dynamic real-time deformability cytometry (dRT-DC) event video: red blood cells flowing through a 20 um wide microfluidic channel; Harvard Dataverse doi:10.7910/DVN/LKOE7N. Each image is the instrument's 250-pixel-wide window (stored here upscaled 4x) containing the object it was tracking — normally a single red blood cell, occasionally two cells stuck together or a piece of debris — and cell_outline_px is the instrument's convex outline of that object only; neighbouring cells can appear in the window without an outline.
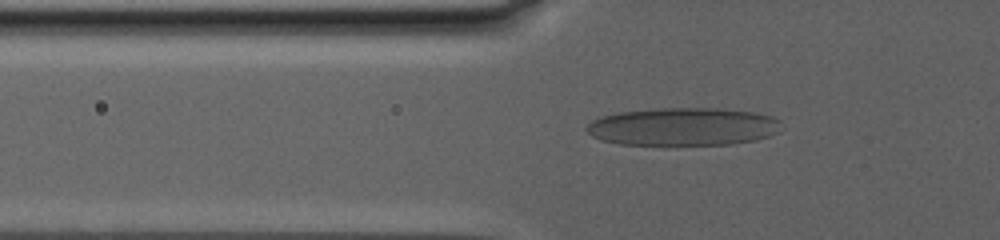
{"species": "human", "species_latin": "Homo sapiens", "temperature_condition": "warm", "stored_images_in_passage": 50, "camera_frame_rate_fps": 3000, "um_per_image_px": 0.085, "donor": {"sex": "male"}, "frame": {"image": 1, "passage_image": 24, "time_ms": 11.0, "image_size_px": [1000, 240], "cell_outline_px": [[780, 132], [756, 140], [732, 144], [620, 144], [600, 140], [592, 136], [584, 128], [592, 120], [600, 116], [620, 112], [660, 108], [716, 108], [756, 112], [772, 116], [780, 120]], "centroid_in_image_um": [58.08, 10.76], "position_along_channel_um": 67.7, "area_um2": 43.12}}
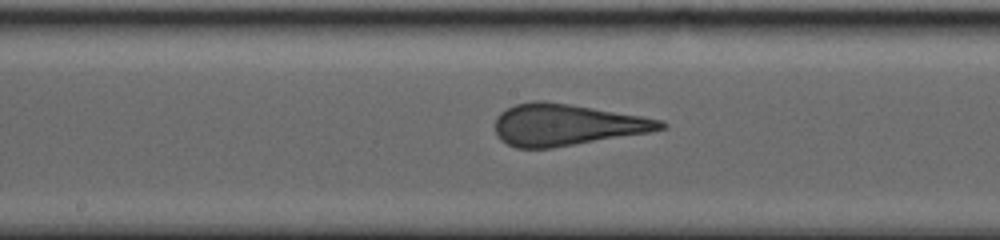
{"frame": {"image": 2, "passage_image": 36, "time_ms": 16.667, "image_size_px": [1000, 240], "cell_outline_px": [[668, 128], [648, 132], [552, 148], [516, 148], [500, 140], [496, 136], [496, 116], [500, 112], [516, 104], [532, 100], [544, 100], [640, 116], [660, 120], [668, 124]], "centroid_in_image_um": [48.11, 10.61], "position_along_channel_um": 200.1, "area_um2": 39.77}}
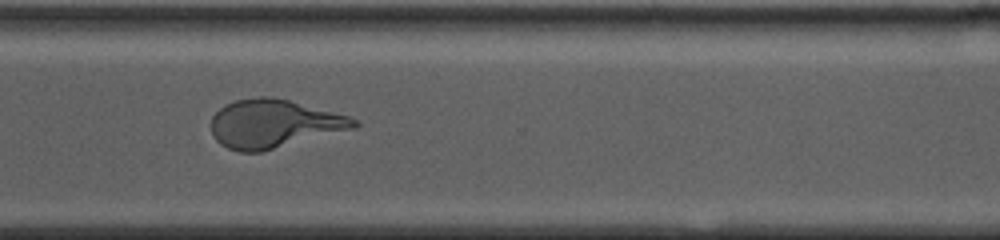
{"frame": {"image": 3, "passage_image": 43, "time_ms": 22.667, "image_size_px": [1000, 240], "cell_outline_px": [[360, 124], [356, 128], [260, 152], [240, 152], [228, 148], [220, 144], [212, 136], [212, 116], [224, 104], [236, 100], [260, 96], [272, 96], [288, 100], [348, 116], [356, 120]], "centroid_in_image_um": [23.25, 10.52], "position_along_channel_um": 347.4, "area_um2": 40.06}}